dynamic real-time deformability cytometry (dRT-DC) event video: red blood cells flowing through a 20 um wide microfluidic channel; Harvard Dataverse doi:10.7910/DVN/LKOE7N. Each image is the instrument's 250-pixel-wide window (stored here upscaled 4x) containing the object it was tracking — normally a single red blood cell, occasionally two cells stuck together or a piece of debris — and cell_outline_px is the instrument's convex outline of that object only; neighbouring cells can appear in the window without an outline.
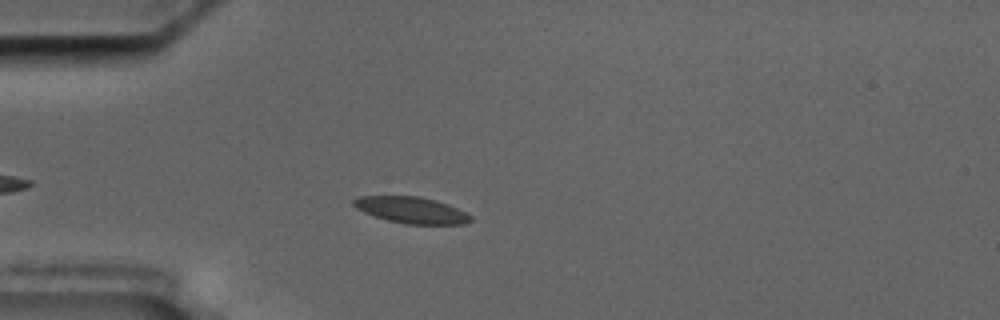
{"species": "common noctule bat (a hibernating species)", "species_latin": "Nyctalus noctula", "temperature_condition": "cold", "stored_images_in_passage": 41, "camera_frame_rate_fps": 3000, "um_per_image_px": 0.085, "animal": {"sex": "male", "body_mass_g": 17.5, "forearm_length_mm": 52.3}, "frame": {"image": 1, "passage_image": 8, "time_ms": 2.333, "image_size_px": [1000, 320], "cell_outline_px": [[472, 220], [464, 224], [404, 224], [388, 220], [364, 212], [356, 208], [352, 204], [352, 200], [360, 196], [416, 196], [436, 200], [448, 204], [472, 216]], "centroid_in_image_um": [34.96, 17.85], "position_along_channel_um": 50.0, "area_um2": 17.86}}
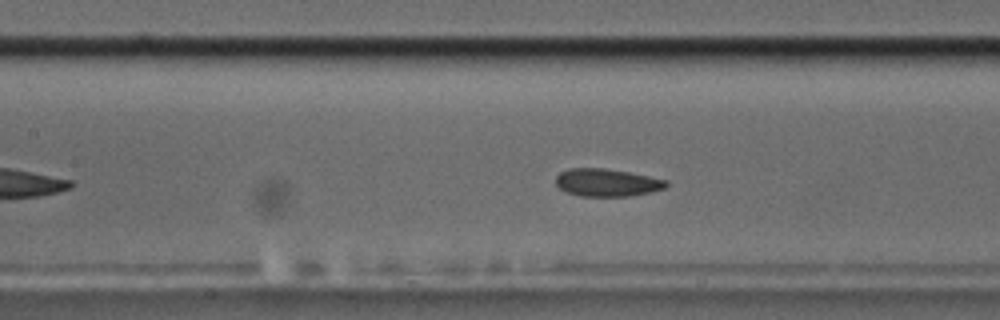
{"frame": {"image": 2, "passage_image": 18, "time_ms": 5.667, "image_size_px": [1000, 320], "cell_outline_px": [[668, 184], [664, 188], [648, 192], [628, 196], [580, 196], [568, 192], [560, 188], [556, 184], [556, 176], [560, 172], [568, 168], [604, 168], [628, 172], [668, 180]], "centroid_in_image_um": [51.56, 15.51], "position_along_channel_um": 155.8, "area_um2": 17.63}}
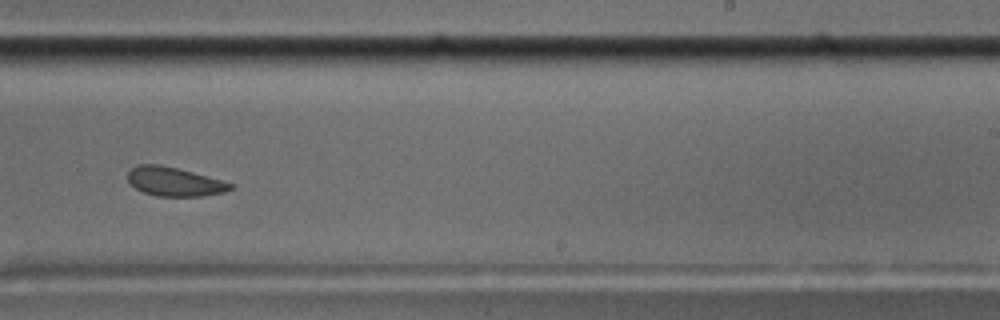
{"frame": {"image": 3, "passage_image": 28, "time_ms": 9.0, "image_size_px": [1000, 320], "cell_outline_px": [[236, 184], [232, 188], [224, 192], [204, 196], [156, 196], [144, 192], [136, 188], [128, 180], [128, 172], [136, 164], [160, 164], [192, 172]], "centroid_in_image_um": [14.83, 15.44], "position_along_channel_um": 274.2, "area_um2": 17.22}, "authors_computed_cell_mechanics": {"area_um2": 17.918, "velocity_mm_per_s": 3.5623, "shape_relaxation_time_tau1_ms": null, "shape_relaxation_time_tau2_ms": 3.8769, "deformation_change_tau1": null, "deformation_change_tau2": 0.0935}}